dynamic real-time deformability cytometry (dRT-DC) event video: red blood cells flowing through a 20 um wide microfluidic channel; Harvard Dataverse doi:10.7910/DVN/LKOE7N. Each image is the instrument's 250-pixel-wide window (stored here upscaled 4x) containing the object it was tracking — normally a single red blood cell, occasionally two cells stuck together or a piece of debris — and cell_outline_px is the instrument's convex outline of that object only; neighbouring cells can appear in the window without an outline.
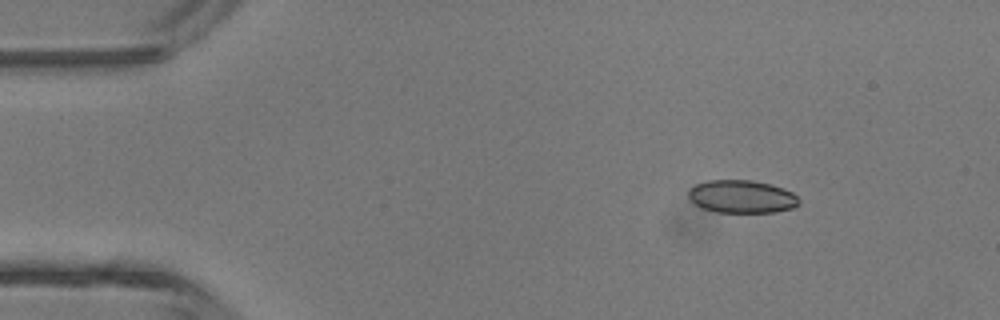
{"species": "common noctule bat (a hibernating species)", "species_latin": "Nyctalus noctula", "temperature_condition": "room temperature", "stored_images_in_passage": 5, "camera_frame_rate_fps": 3000, "um_per_image_px": 0.085, "animal": {"sex": "male", "body_mass_g": 13.3}, "frame": {"image": 1, "passage_image": 5, "time_ms": 5.667, "image_size_px": [1000, 320], "cell_outline_px": [[800, 204], [792, 208], [776, 212], [716, 212], [704, 208], [696, 204], [688, 196], [688, 188], [696, 184], [708, 180], [752, 180], [772, 184], [784, 188], [792, 192], [800, 200]], "centroid_in_image_um": [63.07, 16.7], "position_along_channel_um": 21.9, "area_um2": 21.27}}